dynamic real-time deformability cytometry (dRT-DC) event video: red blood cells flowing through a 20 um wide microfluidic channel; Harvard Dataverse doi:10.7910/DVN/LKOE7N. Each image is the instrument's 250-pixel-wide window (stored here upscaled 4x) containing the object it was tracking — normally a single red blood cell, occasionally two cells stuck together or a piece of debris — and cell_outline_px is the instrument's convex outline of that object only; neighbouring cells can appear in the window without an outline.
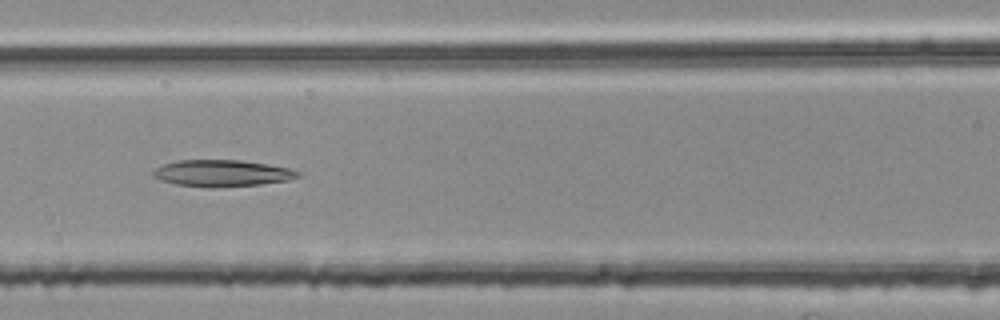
{"species": "common noctule bat (a hibernating species)", "species_latin": "Nyctalus noctula", "temperature_condition": "room temperature", "stored_images_in_passage": 50, "camera_frame_rate_fps": 3000, "um_per_image_px": 0.085, "animal": {"sex": "female", "body_mass_g": 25.1}, "frame": {"image": 1, "passage_image": 20, "time_ms": 6.333, "image_size_px": [1000, 320], "cell_outline_px": [[300, 176], [288, 180], [260, 184], [216, 188], [204, 188], [176, 184], [160, 180], [152, 176], [152, 172], [156, 168], [164, 164], [176, 160], [240, 160], [268, 164], [288, 168], [300, 172]], "centroid_in_image_um": [18.84, 14.73], "position_along_channel_um": 147.8, "area_um2": 22.6}}
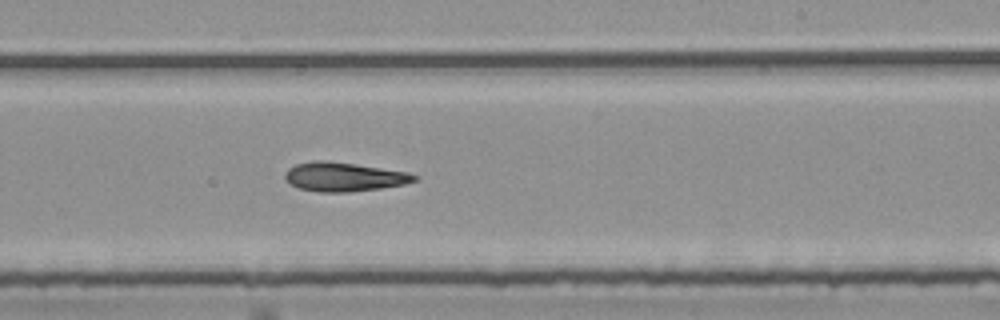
{"frame": {"image": 2, "passage_image": 29, "time_ms": 9.333, "image_size_px": [1000, 320], "cell_outline_px": [[420, 180], [404, 184], [380, 188], [348, 192], [320, 192], [300, 188], [292, 184], [284, 176], [284, 172], [288, 168], [296, 164], [312, 160], [324, 160], [356, 164], [408, 172], [420, 176]], "centroid_in_image_um": [29.27, 15.02], "position_along_channel_um": 259.7, "area_um2": 21.91}}
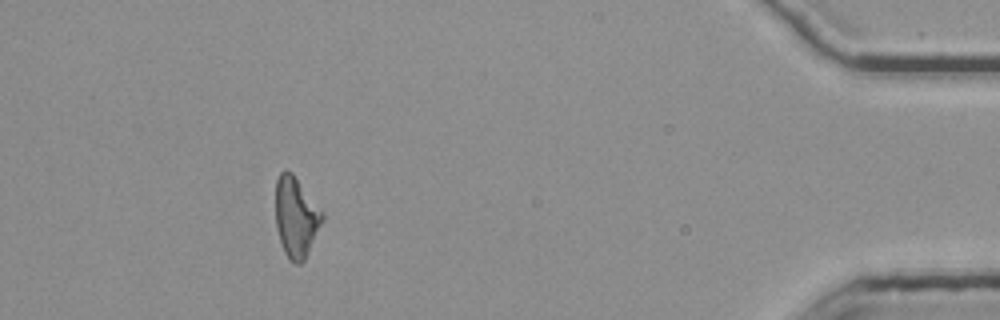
{"frame": {"image": 3, "passage_image": 46, "time_ms": 15.0, "image_size_px": [1000, 320], "cell_outline_px": [[324, 220], [304, 260], [300, 264], [296, 264], [288, 260], [284, 252], [276, 228], [276, 180], [280, 172], [292, 172], [324, 212]], "centroid_in_image_um": [25.17, 18.47], "position_along_channel_um": 410.0, "area_um2": 21.91}}